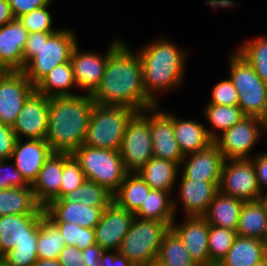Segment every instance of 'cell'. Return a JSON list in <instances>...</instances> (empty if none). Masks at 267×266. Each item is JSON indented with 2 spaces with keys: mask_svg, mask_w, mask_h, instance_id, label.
Returning a JSON list of instances; mask_svg holds the SVG:
<instances>
[{
  "mask_svg": "<svg viewBox=\"0 0 267 266\" xmlns=\"http://www.w3.org/2000/svg\"><path fill=\"white\" fill-rule=\"evenodd\" d=\"M91 97L97 104L124 106L137 112L156 105L144 90L140 56L124 40L109 54L102 80Z\"/></svg>",
  "mask_w": 267,
  "mask_h": 266,
  "instance_id": "cell-1",
  "label": "cell"
},
{
  "mask_svg": "<svg viewBox=\"0 0 267 266\" xmlns=\"http://www.w3.org/2000/svg\"><path fill=\"white\" fill-rule=\"evenodd\" d=\"M187 52L165 36L137 49L142 64L144 90L156 105H160V98L157 97L159 94L170 93L182 86L187 67Z\"/></svg>",
  "mask_w": 267,
  "mask_h": 266,
  "instance_id": "cell-2",
  "label": "cell"
},
{
  "mask_svg": "<svg viewBox=\"0 0 267 266\" xmlns=\"http://www.w3.org/2000/svg\"><path fill=\"white\" fill-rule=\"evenodd\" d=\"M94 104L91 94L50 98L45 141L53 152L72 154L83 145Z\"/></svg>",
  "mask_w": 267,
  "mask_h": 266,
  "instance_id": "cell-3",
  "label": "cell"
},
{
  "mask_svg": "<svg viewBox=\"0 0 267 266\" xmlns=\"http://www.w3.org/2000/svg\"><path fill=\"white\" fill-rule=\"evenodd\" d=\"M75 33L61 27L56 32L29 34L23 50L22 72L34 86L52 68L70 61L73 48L79 43Z\"/></svg>",
  "mask_w": 267,
  "mask_h": 266,
  "instance_id": "cell-4",
  "label": "cell"
},
{
  "mask_svg": "<svg viewBox=\"0 0 267 266\" xmlns=\"http://www.w3.org/2000/svg\"><path fill=\"white\" fill-rule=\"evenodd\" d=\"M136 113L124 106L95 103L83 145L119 151L127 124Z\"/></svg>",
  "mask_w": 267,
  "mask_h": 266,
  "instance_id": "cell-5",
  "label": "cell"
},
{
  "mask_svg": "<svg viewBox=\"0 0 267 266\" xmlns=\"http://www.w3.org/2000/svg\"><path fill=\"white\" fill-rule=\"evenodd\" d=\"M229 78L239 95V106L245 116H256L267 122V84L236 50L228 58Z\"/></svg>",
  "mask_w": 267,
  "mask_h": 266,
  "instance_id": "cell-6",
  "label": "cell"
},
{
  "mask_svg": "<svg viewBox=\"0 0 267 266\" xmlns=\"http://www.w3.org/2000/svg\"><path fill=\"white\" fill-rule=\"evenodd\" d=\"M171 224L135 217L118 251L134 266H151L156 263L160 245Z\"/></svg>",
  "mask_w": 267,
  "mask_h": 266,
  "instance_id": "cell-7",
  "label": "cell"
},
{
  "mask_svg": "<svg viewBox=\"0 0 267 266\" xmlns=\"http://www.w3.org/2000/svg\"><path fill=\"white\" fill-rule=\"evenodd\" d=\"M72 155L79 162L88 181L95 182L114 194L128 173L120 152L81 145Z\"/></svg>",
  "mask_w": 267,
  "mask_h": 266,
  "instance_id": "cell-8",
  "label": "cell"
},
{
  "mask_svg": "<svg viewBox=\"0 0 267 266\" xmlns=\"http://www.w3.org/2000/svg\"><path fill=\"white\" fill-rule=\"evenodd\" d=\"M262 133L267 135V122L256 116H245L213 142L225 160L251 159L254 156L252 150L262 139Z\"/></svg>",
  "mask_w": 267,
  "mask_h": 266,
  "instance_id": "cell-9",
  "label": "cell"
},
{
  "mask_svg": "<svg viewBox=\"0 0 267 266\" xmlns=\"http://www.w3.org/2000/svg\"><path fill=\"white\" fill-rule=\"evenodd\" d=\"M128 173L138 172L153 156V141L148 124V109L137 112L127 124L120 147Z\"/></svg>",
  "mask_w": 267,
  "mask_h": 266,
  "instance_id": "cell-10",
  "label": "cell"
},
{
  "mask_svg": "<svg viewBox=\"0 0 267 266\" xmlns=\"http://www.w3.org/2000/svg\"><path fill=\"white\" fill-rule=\"evenodd\" d=\"M219 190L243 201L265 197L260 189L251 159H227L222 166Z\"/></svg>",
  "mask_w": 267,
  "mask_h": 266,
  "instance_id": "cell-11",
  "label": "cell"
},
{
  "mask_svg": "<svg viewBox=\"0 0 267 266\" xmlns=\"http://www.w3.org/2000/svg\"><path fill=\"white\" fill-rule=\"evenodd\" d=\"M117 37L107 46L108 48L104 51V54L98 51L82 52L78 43L74 46L70 62L73 67L77 88L78 90L83 89L84 94H92L98 87L102 80L109 54L123 41V39L119 38L120 36Z\"/></svg>",
  "mask_w": 267,
  "mask_h": 266,
  "instance_id": "cell-12",
  "label": "cell"
},
{
  "mask_svg": "<svg viewBox=\"0 0 267 266\" xmlns=\"http://www.w3.org/2000/svg\"><path fill=\"white\" fill-rule=\"evenodd\" d=\"M35 86L22 71H6L0 77V123L12 127Z\"/></svg>",
  "mask_w": 267,
  "mask_h": 266,
  "instance_id": "cell-13",
  "label": "cell"
},
{
  "mask_svg": "<svg viewBox=\"0 0 267 266\" xmlns=\"http://www.w3.org/2000/svg\"><path fill=\"white\" fill-rule=\"evenodd\" d=\"M161 105L148 108V124L153 141V156L181 164L184 155L179 149L173 130V113Z\"/></svg>",
  "mask_w": 267,
  "mask_h": 266,
  "instance_id": "cell-14",
  "label": "cell"
},
{
  "mask_svg": "<svg viewBox=\"0 0 267 266\" xmlns=\"http://www.w3.org/2000/svg\"><path fill=\"white\" fill-rule=\"evenodd\" d=\"M50 98L34 91L25 101L12 130L17 139L45 140Z\"/></svg>",
  "mask_w": 267,
  "mask_h": 266,
  "instance_id": "cell-15",
  "label": "cell"
},
{
  "mask_svg": "<svg viewBox=\"0 0 267 266\" xmlns=\"http://www.w3.org/2000/svg\"><path fill=\"white\" fill-rule=\"evenodd\" d=\"M180 177V178H179ZM179 190L177 197L173 196V210L175 216L178 206L181 204L184 216H203L213 201L215 193L219 190L220 181H202L186 179L182 174L178 175ZM177 200V201H176ZM179 202V204H177Z\"/></svg>",
  "mask_w": 267,
  "mask_h": 266,
  "instance_id": "cell-16",
  "label": "cell"
},
{
  "mask_svg": "<svg viewBox=\"0 0 267 266\" xmlns=\"http://www.w3.org/2000/svg\"><path fill=\"white\" fill-rule=\"evenodd\" d=\"M134 219L135 213L113 201L103 211L100 222L94 228L96 244L104 250L118 251Z\"/></svg>",
  "mask_w": 267,
  "mask_h": 266,
  "instance_id": "cell-17",
  "label": "cell"
},
{
  "mask_svg": "<svg viewBox=\"0 0 267 266\" xmlns=\"http://www.w3.org/2000/svg\"><path fill=\"white\" fill-rule=\"evenodd\" d=\"M171 224V229L182 240L191 258L199 266H209V224L203 216H185L183 221Z\"/></svg>",
  "mask_w": 267,
  "mask_h": 266,
  "instance_id": "cell-18",
  "label": "cell"
},
{
  "mask_svg": "<svg viewBox=\"0 0 267 266\" xmlns=\"http://www.w3.org/2000/svg\"><path fill=\"white\" fill-rule=\"evenodd\" d=\"M224 161L225 158L213 142L203 150L184 155L179 174L190 180L220 181Z\"/></svg>",
  "mask_w": 267,
  "mask_h": 266,
  "instance_id": "cell-19",
  "label": "cell"
},
{
  "mask_svg": "<svg viewBox=\"0 0 267 266\" xmlns=\"http://www.w3.org/2000/svg\"><path fill=\"white\" fill-rule=\"evenodd\" d=\"M52 153L50 145L45 140L17 139L10 159L24 179L32 185Z\"/></svg>",
  "mask_w": 267,
  "mask_h": 266,
  "instance_id": "cell-20",
  "label": "cell"
},
{
  "mask_svg": "<svg viewBox=\"0 0 267 266\" xmlns=\"http://www.w3.org/2000/svg\"><path fill=\"white\" fill-rule=\"evenodd\" d=\"M44 214L0 216V258L23 240H38Z\"/></svg>",
  "mask_w": 267,
  "mask_h": 266,
  "instance_id": "cell-21",
  "label": "cell"
},
{
  "mask_svg": "<svg viewBox=\"0 0 267 266\" xmlns=\"http://www.w3.org/2000/svg\"><path fill=\"white\" fill-rule=\"evenodd\" d=\"M29 32L18 19L0 26V65L6 71L23 70V50Z\"/></svg>",
  "mask_w": 267,
  "mask_h": 266,
  "instance_id": "cell-22",
  "label": "cell"
},
{
  "mask_svg": "<svg viewBox=\"0 0 267 266\" xmlns=\"http://www.w3.org/2000/svg\"><path fill=\"white\" fill-rule=\"evenodd\" d=\"M105 209L86 206L78 201H50L44 207V213L53 222H67L84 228H95Z\"/></svg>",
  "mask_w": 267,
  "mask_h": 266,
  "instance_id": "cell-23",
  "label": "cell"
},
{
  "mask_svg": "<svg viewBox=\"0 0 267 266\" xmlns=\"http://www.w3.org/2000/svg\"><path fill=\"white\" fill-rule=\"evenodd\" d=\"M64 153L53 152L43 164L32 190L36 201L45 207L51 200L60 199Z\"/></svg>",
  "mask_w": 267,
  "mask_h": 266,
  "instance_id": "cell-24",
  "label": "cell"
},
{
  "mask_svg": "<svg viewBox=\"0 0 267 266\" xmlns=\"http://www.w3.org/2000/svg\"><path fill=\"white\" fill-rule=\"evenodd\" d=\"M219 266H267L264 241L237 236Z\"/></svg>",
  "mask_w": 267,
  "mask_h": 266,
  "instance_id": "cell-25",
  "label": "cell"
},
{
  "mask_svg": "<svg viewBox=\"0 0 267 266\" xmlns=\"http://www.w3.org/2000/svg\"><path fill=\"white\" fill-rule=\"evenodd\" d=\"M179 171L178 163L152 157L137 173L151 189L169 192L174 196Z\"/></svg>",
  "mask_w": 267,
  "mask_h": 266,
  "instance_id": "cell-26",
  "label": "cell"
},
{
  "mask_svg": "<svg viewBox=\"0 0 267 266\" xmlns=\"http://www.w3.org/2000/svg\"><path fill=\"white\" fill-rule=\"evenodd\" d=\"M206 126L193 119H182L173 114L174 136L183 155L207 148L213 143Z\"/></svg>",
  "mask_w": 267,
  "mask_h": 266,
  "instance_id": "cell-27",
  "label": "cell"
},
{
  "mask_svg": "<svg viewBox=\"0 0 267 266\" xmlns=\"http://www.w3.org/2000/svg\"><path fill=\"white\" fill-rule=\"evenodd\" d=\"M244 202L218 190L203 217L209 225L236 231Z\"/></svg>",
  "mask_w": 267,
  "mask_h": 266,
  "instance_id": "cell-28",
  "label": "cell"
},
{
  "mask_svg": "<svg viewBox=\"0 0 267 266\" xmlns=\"http://www.w3.org/2000/svg\"><path fill=\"white\" fill-rule=\"evenodd\" d=\"M237 235L264 241L267 235V198L244 202Z\"/></svg>",
  "mask_w": 267,
  "mask_h": 266,
  "instance_id": "cell-29",
  "label": "cell"
},
{
  "mask_svg": "<svg viewBox=\"0 0 267 266\" xmlns=\"http://www.w3.org/2000/svg\"><path fill=\"white\" fill-rule=\"evenodd\" d=\"M77 88L71 62L59 64L51 69L36 85L35 91L49 98L79 95L70 90Z\"/></svg>",
  "mask_w": 267,
  "mask_h": 266,
  "instance_id": "cell-30",
  "label": "cell"
},
{
  "mask_svg": "<svg viewBox=\"0 0 267 266\" xmlns=\"http://www.w3.org/2000/svg\"><path fill=\"white\" fill-rule=\"evenodd\" d=\"M45 214L35 199L32 186L0 189V216Z\"/></svg>",
  "mask_w": 267,
  "mask_h": 266,
  "instance_id": "cell-31",
  "label": "cell"
},
{
  "mask_svg": "<svg viewBox=\"0 0 267 266\" xmlns=\"http://www.w3.org/2000/svg\"><path fill=\"white\" fill-rule=\"evenodd\" d=\"M150 190L151 187L137 172L127 173L118 190L113 194V201L121 208L136 213Z\"/></svg>",
  "mask_w": 267,
  "mask_h": 266,
  "instance_id": "cell-32",
  "label": "cell"
},
{
  "mask_svg": "<svg viewBox=\"0 0 267 266\" xmlns=\"http://www.w3.org/2000/svg\"><path fill=\"white\" fill-rule=\"evenodd\" d=\"M135 217L172 223L176 218L173 210V196L169 192L151 189L142 202Z\"/></svg>",
  "mask_w": 267,
  "mask_h": 266,
  "instance_id": "cell-33",
  "label": "cell"
},
{
  "mask_svg": "<svg viewBox=\"0 0 267 266\" xmlns=\"http://www.w3.org/2000/svg\"><path fill=\"white\" fill-rule=\"evenodd\" d=\"M203 113L206 122L212 126L206 130L213 141L245 117L239 105L206 104Z\"/></svg>",
  "mask_w": 267,
  "mask_h": 266,
  "instance_id": "cell-34",
  "label": "cell"
},
{
  "mask_svg": "<svg viewBox=\"0 0 267 266\" xmlns=\"http://www.w3.org/2000/svg\"><path fill=\"white\" fill-rule=\"evenodd\" d=\"M156 263L160 266H199L171 228L164 235Z\"/></svg>",
  "mask_w": 267,
  "mask_h": 266,
  "instance_id": "cell-35",
  "label": "cell"
},
{
  "mask_svg": "<svg viewBox=\"0 0 267 266\" xmlns=\"http://www.w3.org/2000/svg\"><path fill=\"white\" fill-rule=\"evenodd\" d=\"M64 246L66 243L57 225L44 214L40 219L37 242L38 259H58Z\"/></svg>",
  "mask_w": 267,
  "mask_h": 266,
  "instance_id": "cell-36",
  "label": "cell"
},
{
  "mask_svg": "<svg viewBox=\"0 0 267 266\" xmlns=\"http://www.w3.org/2000/svg\"><path fill=\"white\" fill-rule=\"evenodd\" d=\"M51 201H78L86 206L107 208L113 202V194L97 183L86 180L75 190Z\"/></svg>",
  "mask_w": 267,
  "mask_h": 266,
  "instance_id": "cell-37",
  "label": "cell"
},
{
  "mask_svg": "<svg viewBox=\"0 0 267 266\" xmlns=\"http://www.w3.org/2000/svg\"><path fill=\"white\" fill-rule=\"evenodd\" d=\"M254 68L256 74L267 84V35L253 37L235 49Z\"/></svg>",
  "mask_w": 267,
  "mask_h": 266,
  "instance_id": "cell-38",
  "label": "cell"
},
{
  "mask_svg": "<svg viewBox=\"0 0 267 266\" xmlns=\"http://www.w3.org/2000/svg\"><path fill=\"white\" fill-rule=\"evenodd\" d=\"M237 236V232L234 230L209 225L208 249L210 265H218L221 262Z\"/></svg>",
  "mask_w": 267,
  "mask_h": 266,
  "instance_id": "cell-39",
  "label": "cell"
},
{
  "mask_svg": "<svg viewBox=\"0 0 267 266\" xmlns=\"http://www.w3.org/2000/svg\"><path fill=\"white\" fill-rule=\"evenodd\" d=\"M38 240H23L0 258L4 266H33L38 260Z\"/></svg>",
  "mask_w": 267,
  "mask_h": 266,
  "instance_id": "cell-40",
  "label": "cell"
},
{
  "mask_svg": "<svg viewBox=\"0 0 267 266\" xmlns=\"http://www.w3.org/2000/svg\"><path fill=\"white\" fill-rule=\"evenodd\" d=\"M61 232L66 245H74L79 250L96 244L94 228H84L78 224L54 222Z\"/></svg>",
  "mask_w": 267,
  "mask_h": 266,
  "instance_id": "cell-41",
  "label": "cell"
},
{
  "mask_svg": "<svg viewBox=\"0 0 267 266\" xmlns=\"http://www.w3.org/2000/svg\"><path fill=\"white\" fill-rule=\"evenodd\" d=\"M50 5L40 7L32 12L26 13L18 17L19 22L31 33L35 32H56L59 27H53V17L49 11Z\"/></svg>",
  "mask_w": 267,
  "mask_h": 266,
  "instance_id": "cell-42",
  "label": "cell"
},
{
  "mask_svg": "<svg viewBox=\"0 0 267 266\" xmlns=\"http://www.w3.org/2000/svg\"><path fill=\"white\" fill-rule=\"evenodd\" d=\"M79 162L70 153H64V164L61 176L60 198L86 181Z\"/></svg>",
  "mask_w": 267,
  "mask_h": 266,
  "instance_id": "cell-43",
  "label": "cell"
},
{
  "mask_svg": "<svg viewBox=\"0 0 267 266\" xmlns=\"http://www.w3.org/2000/svg\"><path fill=\"white\" fill-rule=\"evenodd\" d=\"M211 98L207 104L239 105V95L230 78L219 81L212 88Z\"/></svg>",
  "mask_w": 267,
  "mask_h": 266,
  "instance_id": "cell-44",
  "label": "cell"
},
{
  "mask_svg": "<svg viewBox=\"0 0 267 266\" xmlns=\"http://www.w3.org/2000/svg\"><path fill=\"white\" fill-rule=\"evenodd\" d=\"M11 159L0 160V189L23 188L30 186L22 173L16 169L14 163L8 164ZM9 165V166H8Z\"/></svg>",
  "mask_w": 267,
  "mask_h": 266,
  "instance_id": "cell-45",
  "label": "cell"
},
{
  "mask_svg": "<svg viewBox=\"0 0 267 266\" xmlns=\"http://www.w3.org/2000/svg\"><path fill=\"white\" fill-rule=\"evenodd\" d=\"M62 266H88L82 251L74 245H66L61 250L58 259Z\"/></svg>",
  "mask_w": 267,
  "mask_h": 266,
  "instance_id": "cell-46",
  "label": "cell"
},
{
  "mask_svg": "<svg viewBox=\"0 0 267 266\" xmlns=\"http://www.w3.org/2000/svg\"><path fill=\"white\" fill-rule=\"evenodd\" d=\"M251 160L254 164L259 189L264 196H267V151L263 150L254 154Z\"/></svg>",
  "mask_w": 267,
  "mask_h": 266,
  "instance_id": "cell-47",
  "label": "cell"
},
{
  "mask_svg": "<svg viewBox=\"0 0 267 266\" xmlns=\"http://www.w3.org/2000/svg\"><path fill=\"white\" fill-rule=\"evenodd\" d=\"M53 0H8L15 19L35 9L51 4Z\"/></svg>",
  "mask_w": 267,
  "mask_h": 266,
  "instance_id": "cell-48",
  "label": "cell"
},
{
  "mask_svg": "<svg viewBox=\"0 0 267 266\" xmlns=\"http://www.w3.org/2000/svg\"><path fill=\"white\" fill-rule=\"evenodd\" d=\"M16 140L12 128L0 123V160L11 157Z\"/></svg>",
  "mask_w": 267,
  "mask_h": 266,
  "instance_id": "cell-49",
  "label": "cell"
},
{
  "mask_svg": "<svg viewBox=\"0 0 267 266\" xmlns=\"http://www.w3.org/2000/svg\"><path fill=\"white\" fill-rule=\"evenodd\" d=\"M100 266H134L126 256L116 250H104L99 259Z\"/></svg>",
  "mask_w": 267,
  "mask_h": 266,
  "instance_id": "cell-50",
  "label": "cell"
},
{
  "mask_svg": "<svg viewBox=\"0 0 267 266\" xmlns=\"http://www.w3.org/2000/svg\"><path fill=\"white\" fill-rule=\"evenodd\" d=\"M81 251L83 257L88 261V266H100L99 259L101 258L104 249L98 244H94Z\"/></svg>",
  "mask_w": 267,
  "mask_h": 266,
  "instance_id": "cell-51",
  "label": "cell"
},
{
  "mask_svg": "<svg viewBox=\"0 0 267 266\" xmlns=\"http://www.w3.org/2000/svg\"><path fill=\"white\" fill-rule=\"evenodd\" d=\"M15 18L12 14L11 7L8 3V0H1L0 1V26H3Z\"/></svg>",
  "mask_w": 267,
  "mask_h": 266,
  "instance_id": "cell-52",
  "label": "cell"
},
{
  "mask_svg": "<svg viewBox=\"0 0 267 266\" xmlns=\"http://www.w3.org/2000/svg\"><path fill=\"white\" fill-rule=\"evenodd\" d=\"M33 266H62L57 259H38Z\"/></svg>",
  "mask_w": 267,
  "mask_h": 266,
  "instance_id": "cell-53",
  "label": "cell"
},
{
  "mask_svg": "<svg viewBox=\"0 0 267 266\" xmlns=\"http://www.w3.org/2000/svg\"><path fill=\"white\" fill-rule=\"evenodd\" d=\"M6 72V70L0 65V77Z\"/></svg>",
  "mask_w": 267,
  "mask_h": 266,
  "instance_id": "cell-54",
  "label": "cell"
},
{
  "mask_svg": "<svg viewBox=\"0 0 267 266\" xmlns=\"http://www.w3.org/2000/svg\"><path fill=\"white\" fill-rule=\"evenodd\" d=\"M264 246H265V251H266V255H267V235H266V238L264 240Z\"/></svg>",
  "mask_w": 267,
  "mask_h": 266,
  "instance_id": "cell-55",
  "label": "cell"
},
{
  "mask_svg": "<svg viewBox=\"0 0 267 266\" xmlns=\"http://www.w3.org/2000/svg\"><path fill=\"white\" fill-rule=\"evenodd\" d=\"M151 266H160V265H158L157 263H153Z\"/></svg>",
  "mask_w": 267,
  "mask_h": 266,
  "instance_id": "cell-56",
  "label": "cell"
}]
</instances>
